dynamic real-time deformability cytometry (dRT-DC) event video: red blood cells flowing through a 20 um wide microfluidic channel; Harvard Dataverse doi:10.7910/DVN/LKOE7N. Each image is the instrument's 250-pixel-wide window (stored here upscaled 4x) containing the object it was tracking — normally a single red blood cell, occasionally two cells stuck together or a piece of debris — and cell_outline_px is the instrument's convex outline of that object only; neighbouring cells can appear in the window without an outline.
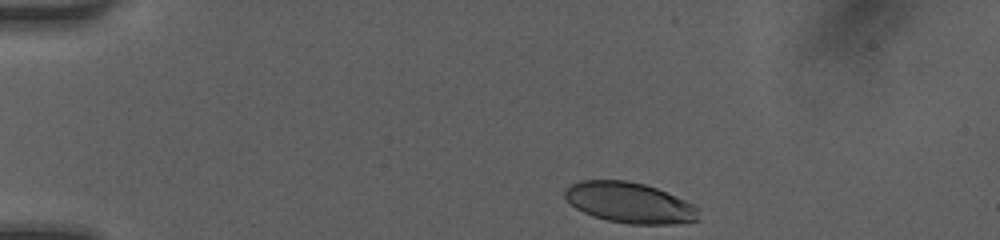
{"species": "human", "species_latin": "Homo sapiens", "temperature_condition": "room temperature", "stored_images_in_passage": 35, "camera_frame_rate_fps": 3000, "um_per_image_px": 0.085, "donor": {"sex": "female"}, "frame": {"image": 1, "passage_image": 1, "time_ms": 0.0, "image_size_px": [1000, 240], "cell_outline_px": [[700, 220], [672, 224], [628, 224], [608, 220], [592, 216], [576, 208], [564, 196], [564, 192], [572, 184], [580, 180], [628, 180], [644, 184], [656, 188], [684, 200], [700, 208]], "centroid_in_image_um": [53.55, 17.23], "position_along_channel_um": 31.5, "area_um2": 31.62}}
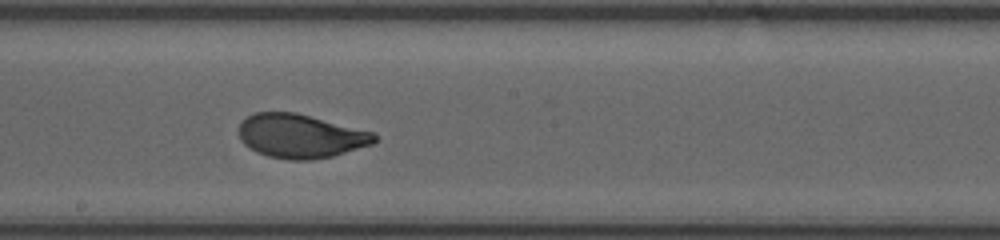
{"frame": {"image": 2, "passage_image": 20, "time_ms": 6.333, "image_size_px": [1000, 240], "cell_outline_px": [[376, 140], [372, 144], [332, 156], [312, 160], [288, 160], [268, 156], [256, 152], [248, 148], [240, 140], [240, 124], [248, 116], [256, 112], [296, 112], [376, 132]], "centroid_in_image_um": [25.56, 11.56], "position_along_channel_um": 222.6, "area_um2": 34.8}}
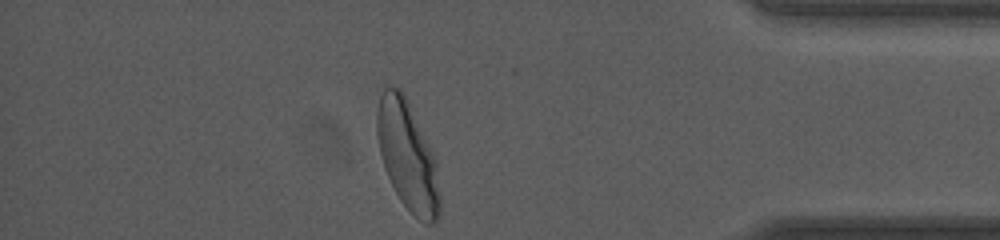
{"frame": {"image": 3, "passage_image": 35, "time_ms": 11.333, "image_size_px": [1000, 240], "cell_outline_px": [[440, 216], [432, 224], [428, 224], [420, 220], [400, 200], [384, 168], [376, 136], [376, 112], [380, 96], [384, 88], [388, 84], [400, 88], [436, 160], [440, 200]], "centroid_in_image_um": [34.62, 13.25], "position_along_channel_um": 400.6, "area_um2": 39.36}, "authors_computed_cell_mechanics": {"area_um2": 34.7378, "velocity_mm_per_s": 4.1507, "shape_relaxation_time_tau1_ms": 3.2762, "shape_relaxation_time_tau2_ms": null, "deformation_change_tau1": 0.1787, "deformation_change_tau2": null}}